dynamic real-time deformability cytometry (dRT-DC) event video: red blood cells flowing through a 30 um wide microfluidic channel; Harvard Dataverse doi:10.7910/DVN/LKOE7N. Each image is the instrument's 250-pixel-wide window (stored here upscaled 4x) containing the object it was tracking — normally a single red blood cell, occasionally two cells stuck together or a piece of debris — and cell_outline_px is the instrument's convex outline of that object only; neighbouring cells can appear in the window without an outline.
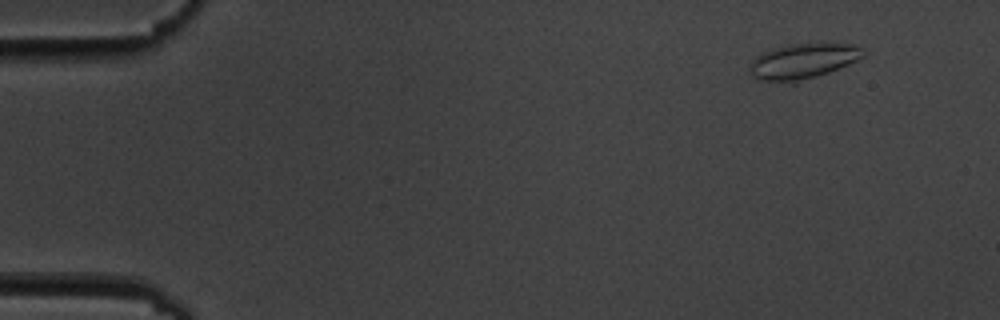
{"species": "common noctule bat (a hibernating species)", "species_latin": "Nyctalus noctula", "temperature_condition": "cold", "stored_images_in_passage": 10, "camera_frame_rate_fps": 3000, "um_per_image_px": 0.085, "animal": {"sex": "male", "body_mass_g": 19.5, "forearm_length_mm": 54.6}, "frame": {"image": 1, "passage_image": 2, "time_ms": 1.333, "image_size_px": [1000, 320], "cell_outline_px": [[864, 56], [848, 64], [828, 72], [796, 84], [792, 84], [760, 80], [752, 76], [748, 72], [748, 68], [752, 60], [756, 56], [772, 48], [788, 44], [860, 44]], "centroid_in_image_um": [68.18, 5.23], "position_along_channel_um": 16.8, "area_um2": 23.64}}
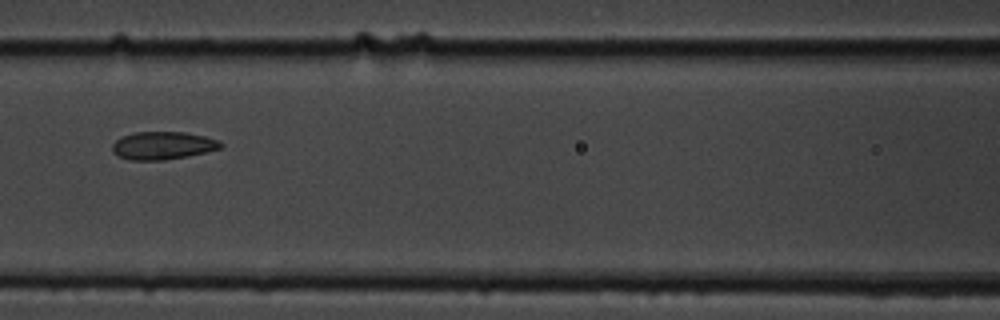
{"frame": {"image": 2, "passage_image": 8, "time_ms": 8.333, "image_size_px": [1000, 320], "cell_outline_px": [[224, 148], [164, 160], [128, 160], [116, 156], [112, 152], [112, 144], [120, 136], [136, 132], [184, 132], [204, 136], [220, 140], [224, 144]], "centroid_in_image_um": [13.82, 12.37], "position_along_channel_um": 152.8, "area_um2": 17.74}}
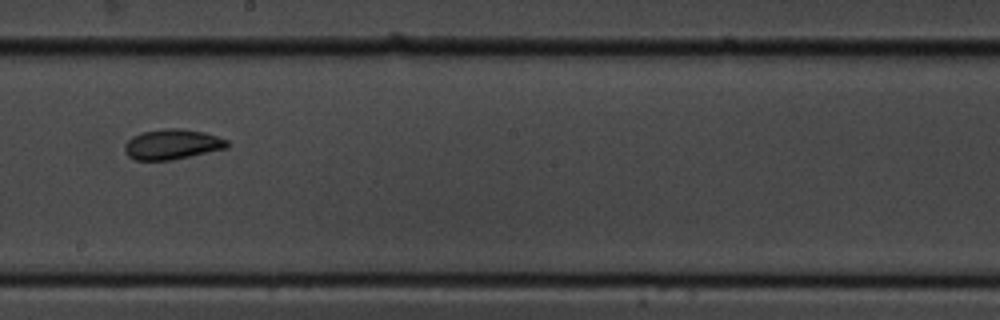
{"frame": {"image": 3, "passage_image": 10, "time_ms": 10.667, "image_size_px": [1000, 320], "cell_outline_px": [[228, 148], [172, 160], [136, 160], [128, 156], [124, 152], [124, 144], [132, 136], [140, 132], [164, 128], [180, 128], [204, 132], [228, 140]], "centroid_in_image_um": [14.61, 12.26], "position_along_channel_um": 233.6, "area_um2": 18.21}}